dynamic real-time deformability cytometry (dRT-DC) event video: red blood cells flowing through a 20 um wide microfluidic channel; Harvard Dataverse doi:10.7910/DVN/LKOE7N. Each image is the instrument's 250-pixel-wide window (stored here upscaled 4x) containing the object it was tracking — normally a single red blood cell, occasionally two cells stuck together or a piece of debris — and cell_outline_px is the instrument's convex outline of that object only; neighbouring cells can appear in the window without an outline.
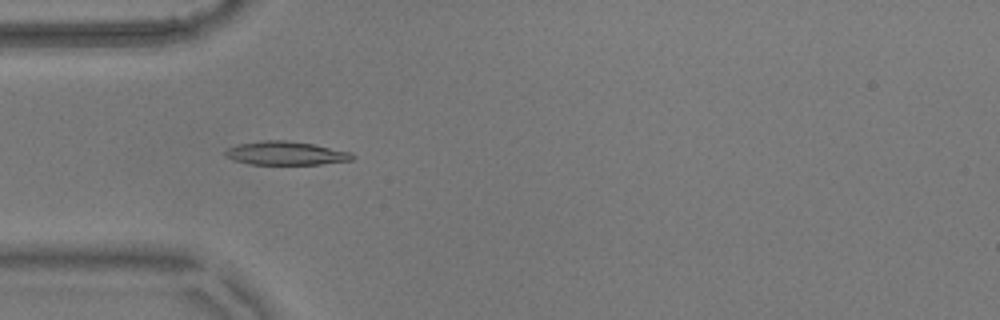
{"species": "common noctule bat (a hibernating species)", "species_latin": "Nyctalus noctula", "temperature_condition": "warm", "stored_images_in_passage": 30, "camera_frame_rate_fps": 3000, "um_per_image_px": 0.085, "animal": {"sex": "male", "body_mass_g": 17.9}, "frame": {"image": 1, "passage_image": 16, "time_ms": 5.0, "image_size_px": [1000, 320], "cell_outline_px": [[356, 156], [352, 160], [320, 164], [252, 164], [232, 160], [224, 156], [224, 152], [228, 148], [240, 144], [264, 140], [288, 140], [312, 144], [352, 152]], "centroid_in_image_um": [24.3, 13.02], "position_along_channel_um": 60.7, "area_um2": 17.4}}
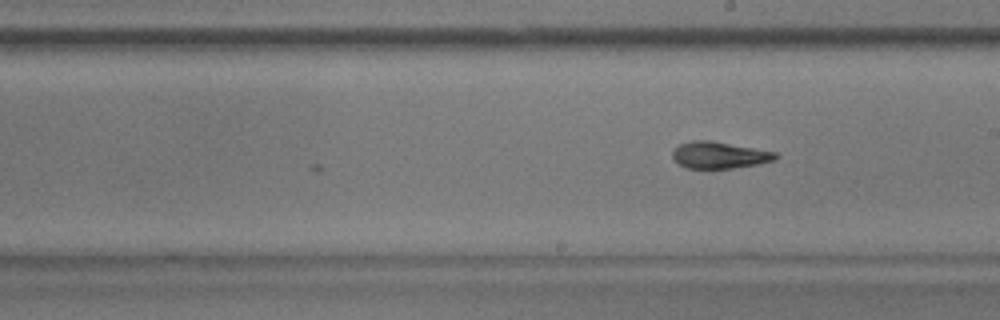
{"frame": {"image": 2, "passage_image": 30, "time_ms": 9.667, "image_size_px": [1000, 320], "cell_outline_px": [[780, 156], [776, 160], [756, 164], [732, 168], [688, 168], [680, 164], [672, 156], [672, 152], [680, 144], [692, 140], [708, 140], [776, 152]], "centroid_in_image_um": [61.17, 13.18], "position_along_channel_um": 227.8, "area_um2": 15.78}}